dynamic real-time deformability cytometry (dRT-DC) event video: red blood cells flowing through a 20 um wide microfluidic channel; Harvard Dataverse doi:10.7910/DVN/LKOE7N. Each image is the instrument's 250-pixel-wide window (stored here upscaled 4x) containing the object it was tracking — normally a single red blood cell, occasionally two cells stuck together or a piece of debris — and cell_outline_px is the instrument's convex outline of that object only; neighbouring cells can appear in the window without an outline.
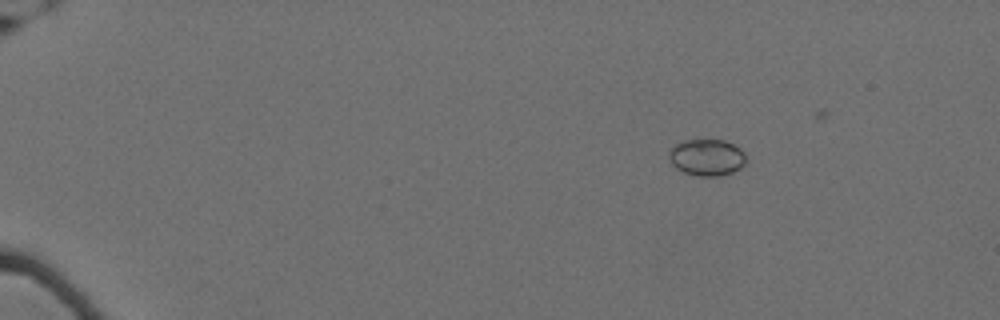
{"species": "Egyptian fruit bat (a non-hibernating species)", "species_latin": "Rousettus aegyptiacus", "temperature_condition": "cold", "stored_images_in_passage": 62, "camera_frame_rate_fps": 3000, "um_per_image_px": 0.085, "animal": {"sex": "female"}, "frame": {"image": 1, "passage_image": 12, "time_ms": 3.667, "image_size_px": [1000, 320], "cell_outline_px": [[744, 164], [740, 168], [732, 172], [720, 176], [696, 176], [684, 172], [676, 168], [672, 164], [668, 156], [668, 152], [676, 144], [684, 140], [724, 140], [740, 148], [744, 152]], "centroid_in_image_um": [60.06, 13.38], "position_along_channel_um": 24.9, "area_um2": 16.36}}
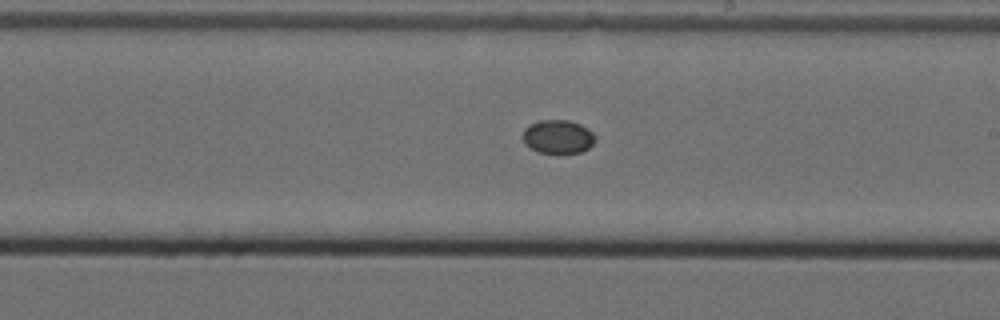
{"frame": {"image": 2, "passage_image": 40, "time_ms": 13.0, "image_size_px": [1000, 320], "cell_outline_px": [[596, 140], [588, 148], [580, 152], [540, 152], [524, 144], [524, 128], [528, 124], [540, 120], [568, 120], [580, 124], [588, 128], [596, 136]], "centroid_in_image_um": [47.44, 11.59], "position_along_channel_um": 241.6, "area_um2": 14.05}}
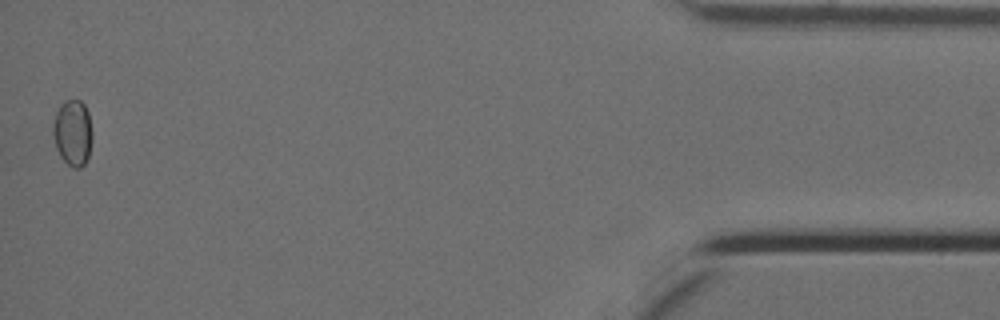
{"frame": {"image": 3, "passage_image": 62, "time_ms": 20.333, "image_size_px": [1000, 320], "cell_outline_px": [[92, 140], [88, 160], [80, 168], [72, 168], [60, 156], [56, 148], [52, 132], [52, 124], [56, 112], [60, 104], [64, 100], [80, 100], [84, 104], [88, 112], [92, 132]], "centroid_in_image_um": [6.18, 11.29], "position_along_channel_um": 429.0, "area_um2": 15.37}}